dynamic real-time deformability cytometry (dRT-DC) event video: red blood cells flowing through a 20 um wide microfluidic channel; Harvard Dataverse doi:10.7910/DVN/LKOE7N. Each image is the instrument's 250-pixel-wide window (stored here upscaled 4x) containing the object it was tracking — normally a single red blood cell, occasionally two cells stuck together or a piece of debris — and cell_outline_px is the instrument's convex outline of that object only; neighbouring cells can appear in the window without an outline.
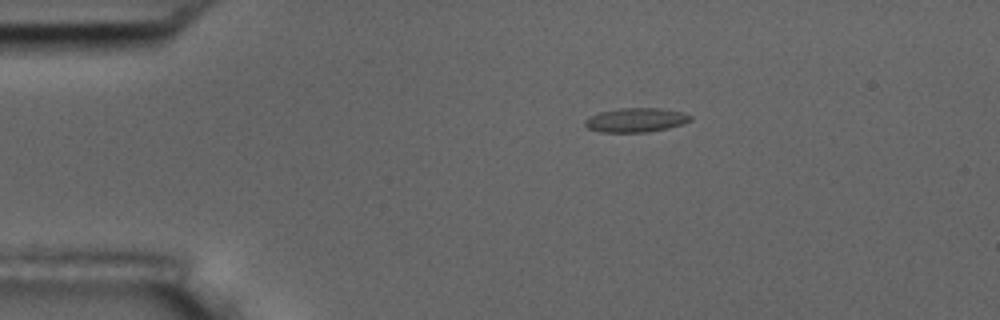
{"species": "common noctule bat (a hibernating species)", "species_latin": "Nyctalus noctula", "temperature_condition": "room temperature", "stored_images_in_passage": 2, "camera_frame_rate_fps": 3000, "um_per_image_px": 0.085, "animal": {"sex": "male", "body_mass_g": 17.5, "forearm_length_mm": 52.3}, "frame": {"image": 1, "passage_image": 1, "time_ms": 0.0, "image_size_px": [1000, 320], "cell_outline_px": [[692, 120], [668, 128], [644, 132], [600, 132], [588, 128], [584, 124], [584, 120], [600, 112], [620, 108], [660, 108], [680, 112], [692, 116]], "centroid_in_image_um": [54.03, 10.2], "position_along_channel_um": 31.0, "area_um2": 14.62}}